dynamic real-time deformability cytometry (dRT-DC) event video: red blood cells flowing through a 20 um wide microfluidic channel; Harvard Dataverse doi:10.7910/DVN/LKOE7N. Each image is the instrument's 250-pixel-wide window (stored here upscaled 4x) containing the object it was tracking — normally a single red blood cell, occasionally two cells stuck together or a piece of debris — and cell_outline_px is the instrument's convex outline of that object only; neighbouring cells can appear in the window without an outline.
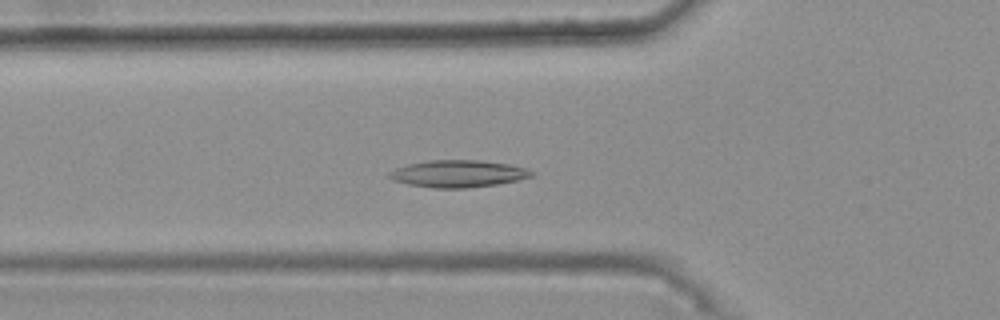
{"species": "common noctule bat (a hibernating species)", "species_latin": "Nyctalus noctula", "temperature_condition": "warm", "stored_images_in_passage": 45, "camera_frame_rate_fps": 3000, "um_per_image_px": 0.085, "animal": {"sex": "female", "body_mass_g": 25.1}, "frame": {"image": 1, "passage_image": 18, "time_ms": 5.667, "image_size_px": [1000, 320], "cell_outline_px": [[536, 172], [532, 176], [516, 180], [496, 184], [468, 188], [432, 188], [408, 184], [392, 180], [388, 176], [388, 172], [396, 168], [408, 164], [428, 160], [480, 160], [508, 164], [524, 168]], "centroid_in_image_um": [38.9, 14.76], "position_along_channel_um": 86.9, "area_um2": 22.43}}
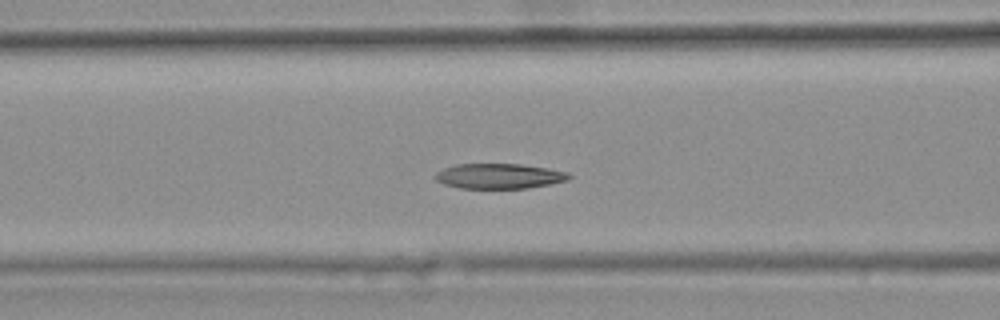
{"frame": {"image": 2, "passage_image": 21, "time_ms": 6.667, "image_size_px": [1000, 320], "cell_outline_px": [[572, 176], [568, 180], [528, 188], [460, 188], [444, 184], [436, 180], [432, 176], [436, 172], [444, 168], [456, 164], [520, 164], [548, 168], [568, 172]], "centroid_in_image_um": [42.41, 14.96], "position_along_channel_um": 124.2, "area_um2": 19.59}}
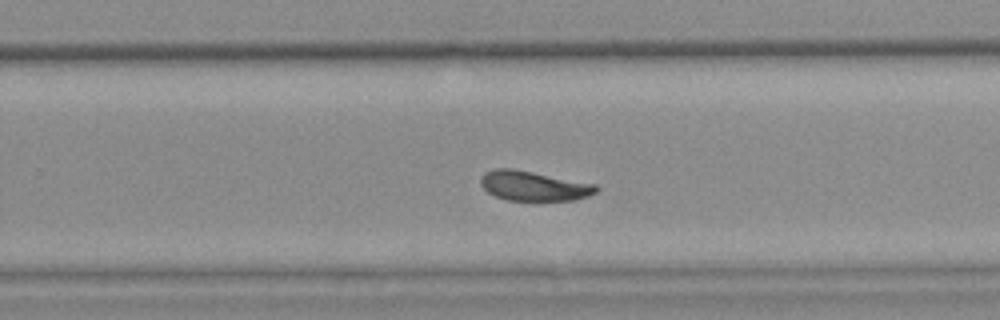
{"frame": {"image": 3, "passage_image": 34, "time_ms": 11.0, "image_size_px": [1000, 320], "cell_outline_px": [[600, 188], [596, 192], [588, 196], [576, 200], [508, 200], [496, 196], [488, 192], [480, 184], [480, 176], [484, 172], [496, 168], [512, 168], [596, 184]], "centroid_in_image_um": [45.36, 15.79], "position_along_channel_um": 284.4, "area_um2": 20.0}, "authors_computed_cell_mechanics": {"area_um2": 20.9236, "velocity_mm_per_s": 3.7156, "shape_relaxation_time_tau1_ms": null, "shape_relaxation_time_tau2_ms": 5.226, "deformation_change_tau1": null, "deformation_change_tau2": 0.115}}